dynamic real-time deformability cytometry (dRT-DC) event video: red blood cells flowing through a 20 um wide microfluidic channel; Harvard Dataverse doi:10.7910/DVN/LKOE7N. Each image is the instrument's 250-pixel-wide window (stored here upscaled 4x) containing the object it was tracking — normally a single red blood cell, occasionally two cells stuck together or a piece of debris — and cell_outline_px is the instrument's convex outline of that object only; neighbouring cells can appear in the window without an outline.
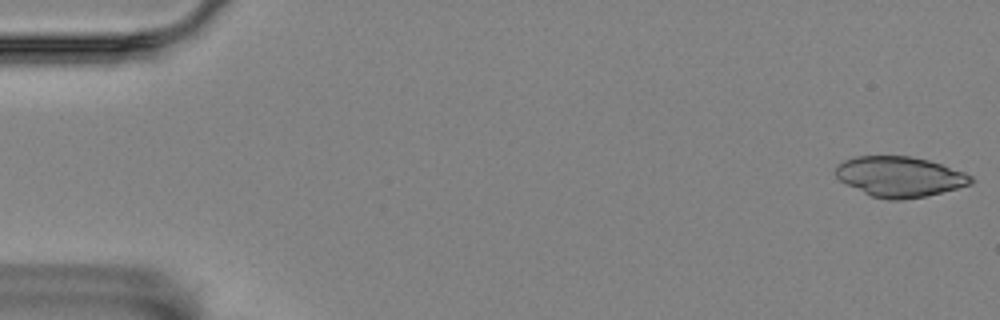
{"species": "Egyptian fruit bat (a non-hibernating species)", "species_latin": "Rousettus aegyptiacus", "temperature_condition": "room temperature", "stored_images_in_passage": 56, "camera_frame_rate_fps": 3000, "um_per_image_px": 0.085, "animal": {"sex": "female"}, "frame": {"image": 1, "passage_image": 1, "time_ms": 0.0, "image_size_px": [1000, 320], "cell_outline_px": [[976, 180], [972, 184], [924, 196], [900, 200], [888, 200], [872, 196], [840, 180], [836, 176], [836, 168], [844, 160], [852, 156], [912, 156], [928, 160], [964, 172], [972, 176]], "centroid_in_image_um": [76.5, 15.01], "position_along_channel_um": 8.5, "area_um2": 31.44}}